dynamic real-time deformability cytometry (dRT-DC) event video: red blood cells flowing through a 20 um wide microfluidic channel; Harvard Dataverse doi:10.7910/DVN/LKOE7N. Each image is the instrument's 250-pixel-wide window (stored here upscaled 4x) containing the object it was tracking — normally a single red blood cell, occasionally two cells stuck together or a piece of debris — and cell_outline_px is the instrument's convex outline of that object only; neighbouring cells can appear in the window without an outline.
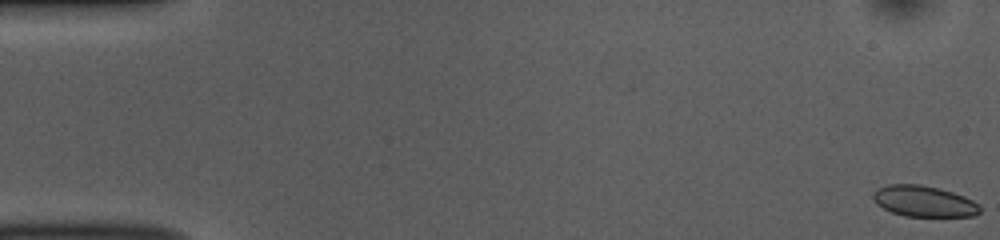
{"species": "common noctule bat (a hibernating species)", "species_latin": "Nyctalus noctula", "temperature_condition": "room temperature", "stored_images_in_passage": 52, "camera_frame_rate_fps": 3000, "um_per_image_px": 0.085, "animal": {"sex": "female", "body_mass_g": 10.0, "forearm_length_mm": 53.1}, "frame": {"image": 1, "passage_image": 1, "time_ms": 0.0, "image_size_px": [1000, 240], "cell_outline_px": [[980, 212], [972, 216], [904, 216], [892, 212], [876, 204], [872, 196], [872, 192], [888, 184], [920, 184], [952, 192], [964, 196], [980, 204]], "centroid_in_image_um": [78.52, 17.11], "position_along_channel_um": 6.5, "area_um2": 19.19}}
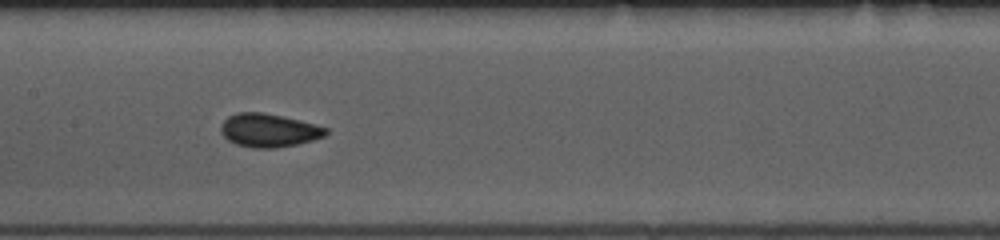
{"frame": {"image": 2, "passage_image": 26, "time_ms": 8.333, "image_size_px": [1000, 240], "cell_outline_px": [[328, 132], [324, 136], [312, 140], [296, 144], [276, 148], [252, 148], [236, 144], [228, 140], [220, 132], [220, 124], [228, 116], [236, 112], [264, 112], [316, 124], [328, 128]], "centroid_in_image_um": [22.82, 11.07], "position_along_channel_um": 184.6, "area_um2": 20.52}}
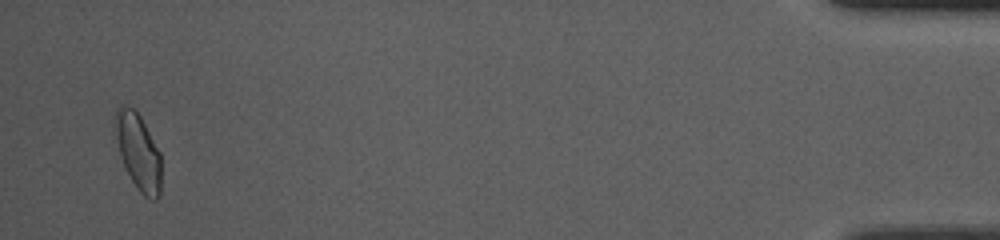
{"frame": {"image": 3, "passage_image": 51, "time_ms": 16.667, "image_size_px": [1000, 240], "cell_outline_px": [[160, 196], [156, 200], [152, 200], [144, 196], [140, 192], [132, 180], [120, 156], [112, 124], [112, 116], [116, 108], [120, 104], [124, 104], [132, 108], [140, 116], [160, 152]], "centroid_in_image_um": [11.7, 12.83], "position_along_channel_um": 423.5, "area_um2": 20.69}, "authors_computed_cell_mechanics": {"area_um2": 19.8543, "velocity_mm_per_s": 3.8492, "shape_relaxation_time_tau1_ms": 3.5777, "shape_relaxation_time_tau2_ms": 0.9438, "deformation_change_tau1": 0.0707, "deformation_change_tau2": 0.04}}